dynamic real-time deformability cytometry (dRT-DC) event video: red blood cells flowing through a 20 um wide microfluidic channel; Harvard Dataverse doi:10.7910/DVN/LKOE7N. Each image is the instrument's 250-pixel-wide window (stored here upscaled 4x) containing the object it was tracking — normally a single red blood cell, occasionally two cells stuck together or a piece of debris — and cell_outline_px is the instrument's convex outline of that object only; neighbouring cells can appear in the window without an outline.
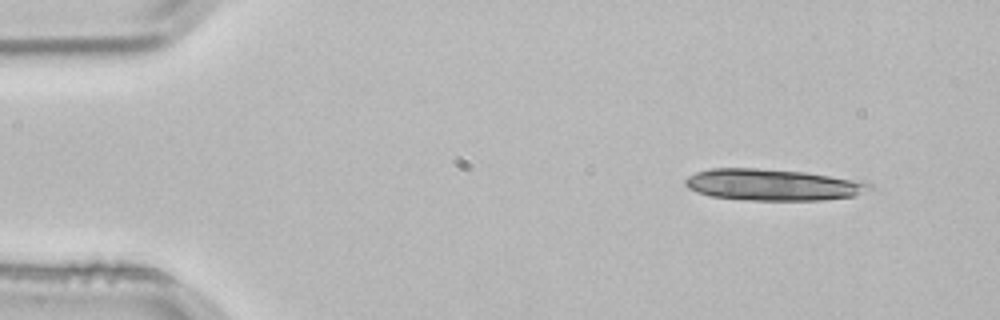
{"species": "common noctule bat (a hibernating species)", "species_latin": "Nyctalus noctula", "temperature_condition": "room temperature", "stored_images_in_passage": 3, "camera_frame_rate_fps": 3000, "um_per_image_px": 0.085, "animal": {"sex": "male", "body_mass_g": 21.5, "forearm_length_mm": 52.0}, "frame": {"image": 1, "passage_image": 1, "time_ms": 0.0, "image_size_px": [1000, 320], "cell_outline_px": [[876, 188], [852, 196], [824, 200], [752, 200], [712, 196], [696, 192], [688, 188], [684, 184], [684, 180], [688, 176], [696, 172], [712, 168], [756, 168], [804, 172], [864, 180], [872, 184]], "centroid_in_image_um": [65.74, 15.7], "position_along_channel_um": 19.3, "area_um2": 33.99}}